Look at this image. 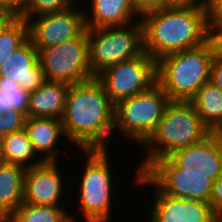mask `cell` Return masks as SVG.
I'll list each match as a JSON object with an SVG mask.
<instances>
[{"instance_id":"1","label":"cell","mask_w":222,"mask_h":222,"mask_svg":"<svg viewBox=\"0 0 222 222\" xmlns=\"http://www.w3.org/2000/svg\"><path fill=\"white\" fill-rule=\"evenodd\" d=\"M114 111L115 105L96 77L70 85L61 119L66 141L80 150L108 149L115 131Z\"/></svg>"},{"instance_id":"2","label":"cell","mask_w":222,"mask_h":222,"mask_svg":"<svg viewBox=\"0 0 222 222\" xmlns=\"http://www.w3.org/2000/svg\"><path fill=\"white\" fill-rule=\"evenodd\" d=\"M143 49L153 59L197 48L207 42L208 16L205 3L192 7L159 9L140 17Z\"/></svg>"},{"instance_id":"3","label":"cell","mask_w":222,"mask_h":222,"mask_svg":"<svg viewBox=\"0 0 222 222\" xmlns=\"http://www.w3.org/2000/svg\"><path fill=\"white\" fill-rule=\"evenodd\" d=\"M211 133L191 101L170 100L160 121L141 145L146 148L143 152L146 151L147 156L137 166L138 173H143L154 161L198 143Z\"/></svg>"},{"instance_id":"4","label":"cell","mask_w":222,"mask_h":222,"mask_svg":"<svg viewBox=\"0 0 222 222\" xmlns=\"http://www.w3.org/2000/svg\"><path fill=\"white\" fill-rule=\"evenodd\" d=\"M212 52L209 44L173 52L156 60L157 84L172 101H191L210 80Z\"/></svg>"},{"instance_id":"5","label":"cell","mask_w":222,"mask_h":222,"mask_svg":"<svg viewBox=\"0 0 222 222\" xmlns=\"http://www.w3.org/2000/svg\"><path fill=\"white\" fill-rule=\"evenodd\" d=\"M109 149H91L81 150L80 154L84 156V173H81L79 183L78 204L83 222H111L112 188L114 178L111 170L112 161L109 156ZM83 151V152H82ZM83 153V154H82ZM110 163V164H109Z\"/></svg>"},{"instance_id":"6","label":"cell","mask_w":222,"mask_h":222,"mask_svg":"<svg viewBox=\"0 0 222 222\" xmlns=\"http://www.w3.org/2000/svg\"><path fill=\"white\" fill-rule=\"evenodd\" d=\"M89 63L94 76L121 61L131 60L144 52L141 20L124 26L86 28Z\"/></svg>"},{"instance_id":"7","label":"cell","mask_w":222,"mask_h":222,"mask_svg":"<svg viewBox=\"0 0 222 222\" xmlns=\"http://www.w3.org/2000/svg\"><path fill=\"white\" fill-rule=\"evenodd\" d=\"M168 95L156 83L149 90L119 101L115 105L114 130L128 142L142 145L163 116Z\"/></svg>"},{"instance_id":"8","label":"cell","mask_w":222,"mask_h":222,"mask_svg":"<svg viewBox=\"0 0 222 222\" xmlns=\"http://www.w3.org/2000/svg\"><path fill=\"white\" fill-rule=\"evenodd\" d=\"M38 60L46 81L73 85L95 78L89 63L86 30L72 40L39 50Z\"/></svg>"},{"instance_id":"9","label":"cell","mask_w":222,"mask_h":222,"mask_svg":"<svg viewBox=\"0 0 222 222\" xmlns=\"http://www.w3.org/2000/svg\"><path fill=\"white\" fill-rule=\"evenodd\" d=\"M95 77L116 105L121 100L149 90L157 83L156 60L143 52L136 58L105 68Z\"/></svg>"},{"instance_id":"10","label":"cell","mask_w":222,"mask_h":222,"mask_svg":"<svg viewBox=\"0 0 222 222\" xmlns=\"http://www.w3.org/2000/svg\"><path fill=\"white\" fill-rule=\"evenodd\" d=\"M163 193L210 203L214 181L205 173L184 172L169 157L154 161L143 172Z\"/></svg>"},{"instance_id":"11","label":"cell","mask_w":222,"mask_h":222,"mask_svg":"<svg viewBox=\"0 0 222 222\" xmlns=\"http://www.w3.org/2000/svg\"><path fill=\"white\" fill-rule=\"evenodd\" d=\"M81 6V7H80ZM82 5L30 17L29 39L39 51L79 37L86 30L85 12Z\"/></svg>"},{"instance_id":"12","label":"cell","mask_w":222,"mask_h":222,"mask_svg":"<svg viewBox=\"0 0 222 222\" xmlns=\"http://www.w3.org/2000/svg\"><path fill=\"white\" fill-rule=\"evenodd\" d=\"M135 172V185L146 188L150 185L154 191L155 197L149 209V216L154 222H214L216 214L210 203L170 196L163 193L144 173Z\"/></svg>"},{"instance_id":"13","label":"cell","mask_w":222,"mask_h":222,"mask_svg":"<svg viewBox=\"0 0 222 222\" xmlns=\"http://www.w3.org/2000/svg\"><path fill=\"white\" fill-rule=\"evenodd\" d=\"M59 161H43L26 169L23 202L33 205L63 206V185ZM62 196V197H61Z\"/></svg>"},{"instance_id":"14","label":"cell","mask_w":222,"mask_h":222,"mask_svg":"<svg viewBox=\"0 0 222 222\" xmlns=\"http://www.w3.org/2000/svg\"><path fill=\"white\" fill-rule=\"evenodd\" d=\"M184 172L205 173L214 182L222 175V141L212 132L202 141L168 156Z\"/></svg>"},{"instance_id":"15","label":"cell","mask_w":222,"mask_h":222,"mask_svg":"<svg viewBox=\"0 0 222 222\" xmlns=\"http://www.w3.org/2000/svg\"><path fill=\"white\" fill-rule=\"evenodd\" d=\"M0 78L18 82L29 93L36 91L46 81L38 60V50L30 39L0 66Z\"/></svg>"},{"instance_id":"16","label":"cell","mask_w":222,"mask_h":222,"mask_svg":"<svg viewBox=\"0 0 222 222\" xmlns=\"http://www.w3.org/2000/svg\"><path fill=\"white\" fill-rule=\"evenodd\" d=\"M24 129L28 133L35 153L37 156L40 155L43 161H59V155L67 154L68 149L64 151L58 149L59 142L61 141L62 145L63 138L66 140L61 119L49 117L26 118Z\"/></svg>"},{"instance_id":"17","label":"cell","mask_w":222,"mask_h":222,"mask_svg":"<svg viewBox=\"0 0 222 222\" xmlns=\"http://www.w3.org/2000/svg\"><path fill=\"white\" fill-rule=\"evenodd\" d=\"M90 1L89 7L91 9L84 8L86 28L124 26L136 22V19L140 20V16L133 8L131 0ZM134 18L135 20H133Z\"/></svg>"},{"instance_id":"18","label":"cell","mask_w":222,"mask_h":222,"mask_svg":"<svg viewBox=\"0 0 222 222\" xmlns=\"http://www.w3.org/2000/svg\"><path fill=\"white\" fill-rule=\"evenodd\" d=\"M69 87L70 84L65 82L45 81L36 91L30 93L26 118L62 119Z\"/></svg>"},{"instance_id":"19","label":"cell","mask_w":222,"mask_h":222,"mask_svg":"<svg viewBox=\"0 0 222 222\" xmlns=\"http://www.w3.org/2000/svg\"><path fill=\"white\" fill-rule=\"evenodd\" d=\"M26 168L0 161V210L10 216L23 203Z\"/></svg>"},{"instance_id":"20","label":"cell","mask_w":222,"mask_h":222,"mask_svg":"<svg viewBox=\"0 0 222 222\" xmlns=\"http://www.w3.org/2000/svg\"><path fill=\"white\" fill-rule=\"evenodd\" d=\"M0 161L16 164L26 169L43 162L41 158H37V154L25 129L6 134L0 151Z\"/></svg>"},{"instance_id":"21","label":"cell","mask_w":222,"mask_h":222,"mask_svg":"<svg viewBox=\"0 0 222 222\" xmlns=\"http://www.w3.org/2000/svg\"><path fill=\"white\" fill-rule=\"evenodd\" d=\"M191 102L213 132L222 122V90L208 81L198 89Z\"/></svg>"},{"instance_id":"22","label":"cell","mask_w":222,"mask_h":222,"mask_svg":"<svg viewBox=\"0 0 222 222\" xmlns=\"http://www.w3.org/2000/svg\"><path fill=\"white\" fill-rule=\"evenodd\" d=\"M63 206L33 205L25 202L10 215L15 222H64L71 213Z\"/></svg>"},{"instance_id":"23","label":"cell","mask_w":222,"mask_h":222,"mask_svg":"<svg viewBox=\"0 0 222 222\" xmlns=\"http://www.w3.org/2000/svg\"><path fill=\"white\" fill-rule=\"evenodd\" d=\"M28 39V22L20 16H17L0 35V66Z\"/></svg>"},{"instance_id":"24","label":"cell","mask_w":222,"mask_h":222,"mask_svg":"<svg viewBox=\"0 0 222 222\" xmlns=\"http://www.w3.org/2000/svg\"><path fill=\"white\" fill-rule=\"evenodd\" d=\"M29 100L30 93L21 88L18 82L0 78V113L13 110L27 116Z\"/></svg>"},{"instance_id":"25","label":"cell","mask_w":222,"mask_h":222,"mask_svg":"<svg viewBox=\"0 0 222 222\" xmlns=\"http://www.w3.org/2000/svg\"><path fill=\"white\" fill-rule=\"evenodd\" d=\"M78 0H27L21 18L28 20L30 17H35L44 13L59 12L68 9Z\"/></svg>"},{"instance_id":"26","label":"cell","mask_w":222,"mask_h":222,"mask_svg":"<svg viewBox=\"0 0 222 222\" xmlns=\"http://www.w3.org/2000/svg\"><path fill=\"white\" fill-rule=\"evenodd\" d=\"M26 116L19 111L9 110L0 113V151L3 141L8 133H14L24 129Z\"/></svg>"},{"instance_id":"27","label":"cell","mask_w":222,"mask_h":222,"mask_svg":"<svg viewBox=\"0 0 222 222\" xmlns=\"http://www.w3.org/2000/svg\"><path fill=\"white\" fill-rule=\"evenodd\" d=\"M207 43L211 48L212 58L222 60V25L208 24Z\"/></svg>"},{"instance_id":"28","label":"cell","mask_w":222,"mask_h":222,"mask_svg":"<svg viewBox=\"0 0 222 222\" xmlns=\"http://www.w3.org/2000/svg\"><path fill=\"white\" fill-rule=\"evenodd\" d=\"M208 24L222 25V0H205Z\"/></svg>"},{"instance_id":"29","label":"cell","mask_w":222,"mask_h":222,"mask_svg":"<svg viewBox=\"0 0 222 222\" xmlns=\"http://www.w3.org/2000/svg\"><path fill=\"white\" fill-rule=\"evenodd\" d=\"M131 4L140 17L148 12L162 9V0H131Z\"/></svg>"},{"instance_id":"30","label":"cell","mask_w":222,"mask_h":222,"mask_svg":"<svg viewBox=\"0 0 222 222\" xmlns=\"http://www.w3.org/2000/svg\"><path fill=\"white\" fill-rule=\"evenodd\" d=\"M210 205L216 215L222 214V175L214 182Z\"/></svg>"},{"instance_id":"31","label":"cell","mask_w":222,"mask_h":222,"mask_svg":"<svg viewBox=\"0 0 222 222\" xmlns=\"http://www.w3.org/2000/svg\"><path fill=\"white\" fill-rule=\"evenodd\" d=\"M27 0H0V12H9L21 16Z\"/></svg>"},{"instance_id":"32","label":"cell","mask_w":222,"mask_h":222,"mask_svg":"<svg viewBox=\"0 0 222 222\" xmlns=\"http://www.w3.org/2000/svg\"><path fill=\"white\" fill-rule=\"evenodd\" d=\"M209 81L222 90V60L221 59H212Z\"/></svg>"},{"instance_id":"33","label":"cell","mask_w":222,"mask_h":222,"mask_svg":"<svg viewBox=\"0 0 222 222\" xmlns=\"http://www.w3.org/2000/svg\"><path fill=\"white\" fill-rule=\"evenodd\" d=\"M205 3V0H162V9L186 8Z\"/></svg>"},{"instance_id":"34","label":"cell","mask_w":222,"mask_h":222,"mask_svg":"<svg viewBox=\"0 0 222 222\" xmlns=\"http://www.w3.org/2000/svg\"><path fill=\"white\" fill-rule=\"evenodd\" d=\"M17 16L9 12H0V35Z\"/></svg>"},{"instance_id":"35","label":"cell","mask_w":222,"mask_h":222,"mask_svg":"<svg viewBox=\"0 0 222 222\" xmlns=\"http://www.w3.org/2000/svg\"><path fill=\"white\" fill-rule=\"evenodd\" d=\"M214 135L222 141V122L221 124L213 131Z\"/></svg>"},{"instance_id":"36","label":"cell","mask_w":222,"mask_h":222,"mask_svg":"<svg viewBox=\"0 0 222 222\" xmlns=\"http://www.w3.org/2000/svg\"><path fill=\"white\" fill-rule=\"evenodd\" d=\"M74 214L70 215L64 222H79L75 217H73Z\"/></svg>"},{"instance_id":"37","label":"cell","mask_w":222,"mask_h":222,"mask_svg":"<svg viewBox=\"0 0 222 222\" xmlns=\"http://www.w3.org/2000/svg\"><path fill=\"white\" fill-rule=\"evenodd\" d=\"M0 222H15L10 216H6Z\"/></svg>"},{"instance_id":"38","label":"cell","mask_w":222,"mask_h":222,"mask_svg":"<svg viewBox=\"0 0 222 222\" xmlns=\"http://www.w3.org/2000/svg\"><path fill=\"white\" fill-rule=\"evenodd\" d=\"M214 222H222V216L216 215Z\"/></svg>"},{"instance_id":"39","label":"cell","mask_w":222,"mask_h":222,"mask_svg":"<svg viewBox=\"0 0 222 222\" xmlns=\"http://www.w3.org/2000/svg\"><path fill=\"white\" fill-rule=\"evenodd\" d=\"M6 217V215L0 210V220Z\"/></svg>"},{"instance_id":"40","label":"cell","mask_w":222,"mask_h":222,"mask_svg":"<svg viewBox=\"0 0 222 222\" xmlns=\"http://www.w3.org/2000/svg\"><path fill=\"white\" fill-rule=\"evenodd\" d=\"M148 220H149L148 222H154L151 217H150ZM145 222H146V221H145Z\"/></svg>"}]
</instances>
